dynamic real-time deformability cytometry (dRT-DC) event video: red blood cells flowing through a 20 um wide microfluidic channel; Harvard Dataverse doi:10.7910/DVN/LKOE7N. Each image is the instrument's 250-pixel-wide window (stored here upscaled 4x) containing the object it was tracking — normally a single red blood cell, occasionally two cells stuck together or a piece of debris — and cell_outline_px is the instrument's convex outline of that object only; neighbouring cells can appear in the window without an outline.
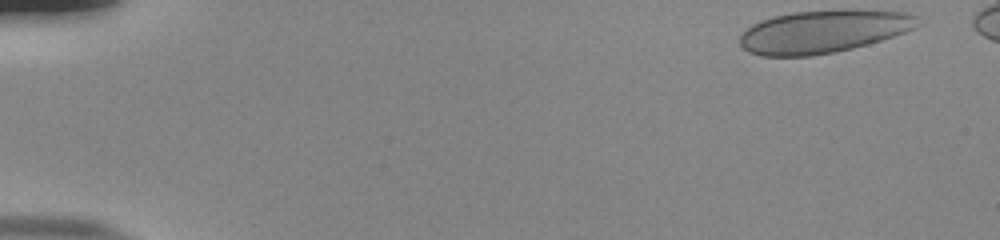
{"species": "human", "species_latin": "Homo sapiens", "temperature_condition": "room temperature", "stored_images_in_passage": 52, "segment_of_instrument_passage": [1, 2], "camera_frame_rate_fps": 3000, "um_per_image_px": 0.085, "donor": {"sex": "male"}, "frame": {"image": 1, "passage_image": 1, "time_ms": 0.0, "image_size_px": [1000, 240], "cell_outline_px": [[916, 16], [912, 28], [904, 32], [880, 40], [852, 48], [836, 52], [812, 56], [760, 56], [748, 52], [740, 44], [740, 36], [752, 24], [776, 16], [792, 12], [900, 12]], "centroid_in_image_um": [69.83, 2.74], "position_along_channel_um": 15.2, "area_um2": 42.48}}
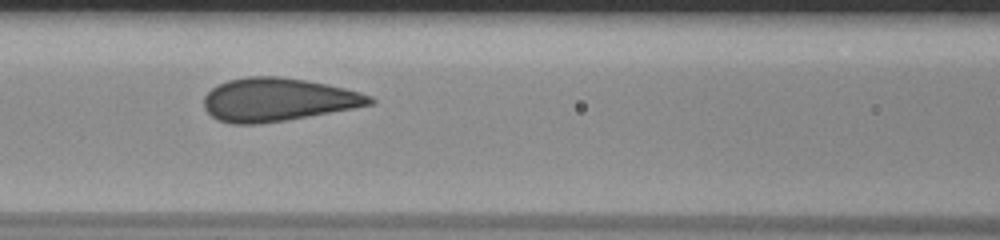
{"frame": {"image": 2, "passage_image": 22, "time_ms": 7.0, "image_size_px": [1000, 240], "cell_outline_px": [[376, 104], [308, 116], [284, 120], [256, 124], [232, 124], [216, 120], [204, 108], [204, 96], [212, 88], [228, 80], [248, 76], [280, 76], [328, 84], [360, 92], [372, 96], [376, 100]], "centroid_in_image_um": [23.62, 8.47], "position_along_channel_um": 143.0, "area_um2": 41.73}}
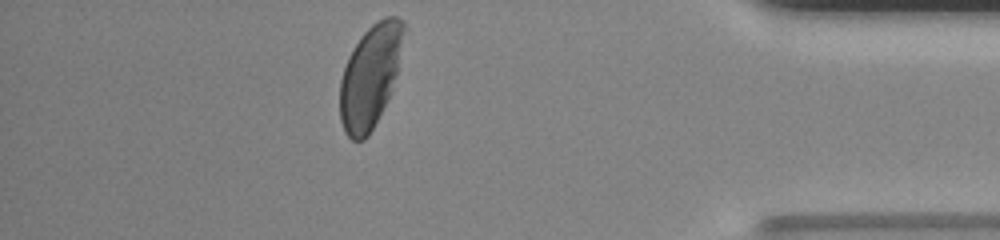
{"frame": {"image": 3, "passage_image": 45, "time_ms": 14.667, "image_size_px": [1000, 240], "cell_outline_px": [[408, 28], [396, 76], [392, 88], [368, 136], [364, 140], [352, 140], [344, 132], [340, 120], [340, 80], [348, 56], [352, 48], [360, 36], [372, 24], [384, 16], [396, 16], [404, 20]], "centroid_in_image_um": [31.49, 6.39], "position_along_channel_um": 403.7, "area_um2": 38.61}}